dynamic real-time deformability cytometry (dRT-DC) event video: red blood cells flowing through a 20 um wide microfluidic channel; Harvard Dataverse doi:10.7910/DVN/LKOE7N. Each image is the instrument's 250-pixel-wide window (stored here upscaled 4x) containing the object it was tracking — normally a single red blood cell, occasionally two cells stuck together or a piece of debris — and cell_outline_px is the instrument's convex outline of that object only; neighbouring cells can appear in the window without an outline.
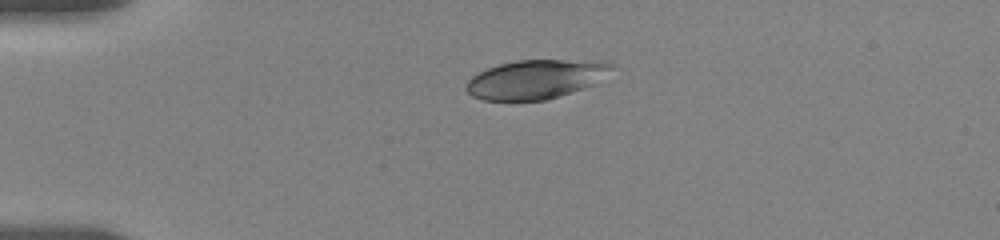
{"species": "human", "species_latin": "Homo sapiens", "temperature_condition": "room temperature", "stored_images_in_passage": 4, "camera_frame_rate_fps": 3000, "um_per_image_px": 0.085, "donor": {"sex": "female"}, "frame": {"image": 1, "passage_image": 1, "time_ms": 0.0, "image_size_px": [1000, 240], "cell_outline_px": [[612, 68], [592, 84], [560, 96], [544, 100], [484, 100], [472, 96], [464, 88], [468, 80], [472, 76], [488, 68], [500, 64], [516, 60], [560, 60], [612, 64]], "centroid_in_image_um": [45.4, 6.76], "position_along_channel_um": 39.6, "area_um2": 32.02}}
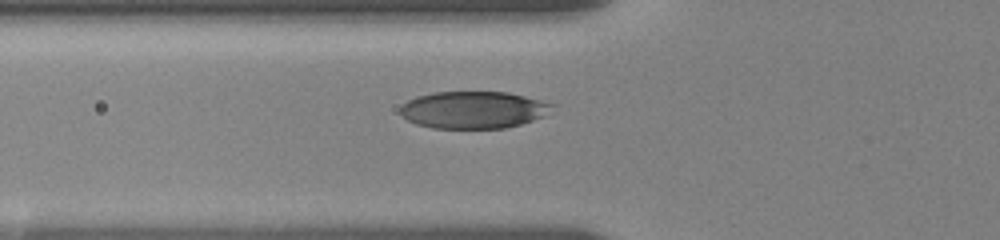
{"frame": {"image": 2, "passage_image": 4, "time_ms": 2.333, "image_size_px": [1000, 240], "cell_outline_px": [[556, 104], [544, 116], [520, 124], [504, 128], [432, 128], [416, 124], [408, 120], [400, 112], [400, 108], [408, 100], [416, 96], [432, 92], [508, 92]], "centroid_in_image_um": [40.23, 9.33], "position_along_channel_um": 85.6, "area_um2": 32.77}}